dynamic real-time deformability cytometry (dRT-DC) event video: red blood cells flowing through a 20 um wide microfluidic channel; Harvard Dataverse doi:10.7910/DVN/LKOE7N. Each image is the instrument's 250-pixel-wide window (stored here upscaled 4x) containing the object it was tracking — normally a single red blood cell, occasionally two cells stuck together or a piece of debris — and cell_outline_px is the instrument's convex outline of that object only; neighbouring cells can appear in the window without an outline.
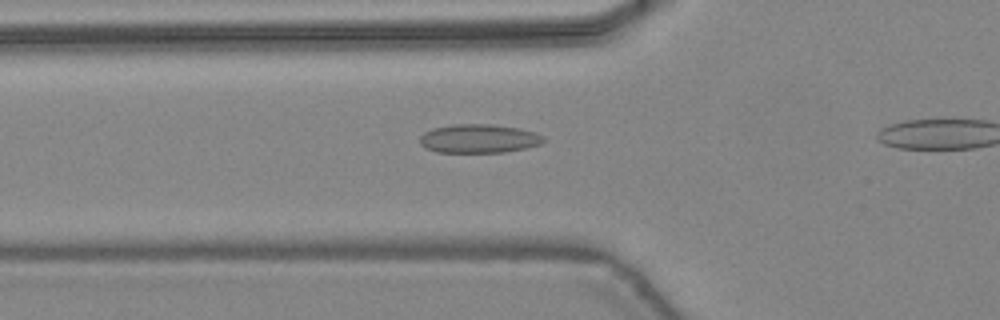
{"species": "common noctule bat (a hibernating species)", "species_latin": "Nyctalus noctula", "temperature_condition": "warm", "stored_images_in_passage": 29, "camera_frame_rate_fps": 3000, "um_per_image_px": 0.085, "animal": {"sex": "female", "body_mass_g": 24.6, "forearm_length_mm": 56.2}, "frame": {"image": 1, "passage_image": 8, "time_ms": 2.333, "image_size_px": [1000, 320], "cell_outline_px": [[544, 140], [540, 144], [524, 148], [504, 152], [436, 152], [424, 148], [420, 144], [420, 136], [424, 132], [432, 128], [452, 124], [492, 124], [520, 128], [536, 132], [544, 136]], "centroid_in_image_um": [40.68, 11.77], "position_along_channel_um": 85.1, "area_um2": 20.87}}
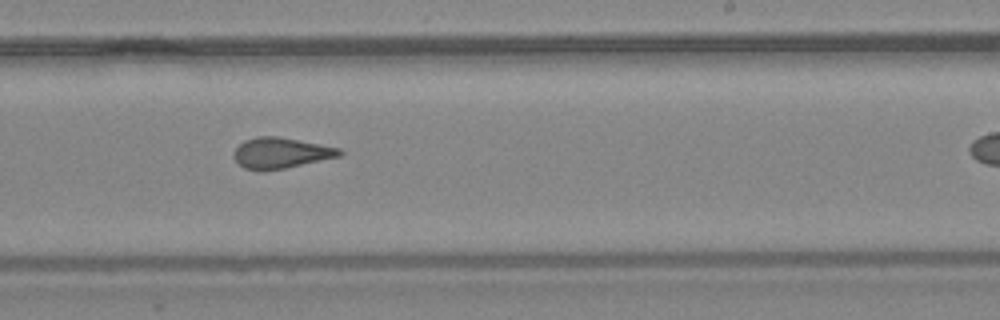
{"frame": {"image": 2, "passage_image": 20, "time_ms": 6.333, "image_size_px": [1000, 320], "cell_outline_px": [[344, 152], [340, 156], [284, 168], [264, 172], [256, 172], [244, 168], [236, 160], [236, 148], [244, 140], [256, 136], [276, 136], [320, 144], [340, 148]], "centroid_in_image_um": [23.87, 13.01], "position_along_channel_um": 265.1, "area_um2": 18.84}}
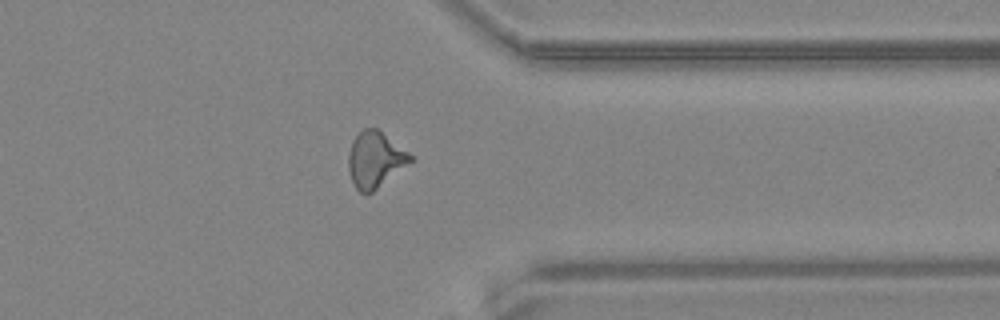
{"frame": {"image": 3, "passage_image": 28, "time_ms": 9.0, "image_size_px": [1000, 320], "cell_outline_px": [[412, 160], [372, 192], [360, 192], [356, 188], [352, 180], [348, 168], [348, 152], [352, 140], [364, 128], [376, 128], [408, 152], [412, 156]], "centroid_in_image_um": [31.84, 13.55], "position_along_channel_um": 379.6, "area_um2": 19.59}}